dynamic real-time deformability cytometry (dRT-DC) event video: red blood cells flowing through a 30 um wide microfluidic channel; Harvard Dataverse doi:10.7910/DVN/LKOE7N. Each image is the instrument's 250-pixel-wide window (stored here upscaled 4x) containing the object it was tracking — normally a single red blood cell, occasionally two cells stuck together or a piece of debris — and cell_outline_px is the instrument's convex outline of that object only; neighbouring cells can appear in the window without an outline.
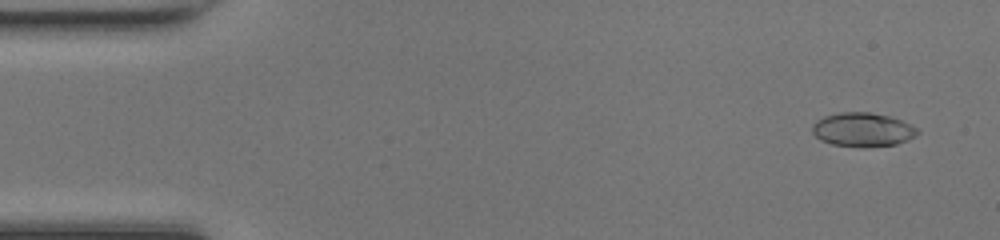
{"species": "common noctule bat (a hibernating species)", "species_latin": "Nyctalus noctula", "temperature_condition": "room temperature", "stored_images_in_passage": 49, "camera_frame_rate_fps": 3000, "um_per_image_px": 0.085, "animal": {"sex": "female", "body_mass_g": 17.0, "forearm_length_mm": 48.0}, "frame": {"image": 1, "passage_image": 3, "time_ms": 0.667, "image_size_px": [1000, 240], "cell_outline_px": [[920, 132], [916, 136], [908, 140], [896, 144], [864, 148], [832, 144], [820, 140], [812, 132], [812, 124], [816, 120], [824, 116], [840, 112], [872, 112], [888, 116], [900, 120], [916, 128]], "centroid_in_image_um": [73.31, 11.03], "position_along_channel_um": 11.7, "area_um2": 20.92}}
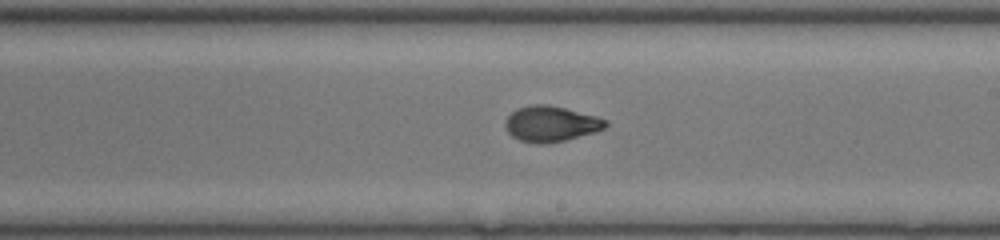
{"frame": {"image": 2, "passage_image": 28, "time_ms": 9.0, "image_size_px": [1000, 240], "cell_outline_px": [[608, 124], [604, 128], [596, 132], [564, 140], [544, 144], [536, 144], [520, 140], [512, 136], [508, 132], [504, 124], [508, 116], [516, 108], [532, 104], [548, 104], [596, 116], [608, 120]], "centroid_in_image_um": [46.82, 10.52], "position_along_channel_um": 242.2, "area_um2": 20.81}}
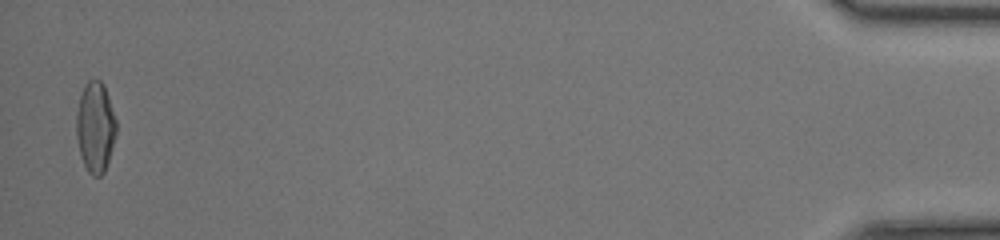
{"frame": {"image": 3, "passage_image": 48, "time_ms": 15.667, "image_size_px": [1000, 240], "cell_outline_px": [[116, 132], [112, 148], [104, 172], [100, 176], [92, 176], [88, 172], [80, 156], [76, 136], [76, 112], [80, 96], [84, 84], [88, 80], [100, 80], [104, 84], [116, 120]], "centroid_in_image_um": [8.08, 10.8], "position_along_channel_um": 427.1, "area_um2": 21.1}, "authors_computed_cell_mechanics": {"area_um2": 20.4034, "velocity_mm_per_s": 4.2666, "shape_relaxation_time_tau1_ms": 5.9272, "shape_relaxation_time_tau2_ms": 0.876, "deformation_change_tau1": 0.2436, "deformation_change_tau2": 0.0556}}